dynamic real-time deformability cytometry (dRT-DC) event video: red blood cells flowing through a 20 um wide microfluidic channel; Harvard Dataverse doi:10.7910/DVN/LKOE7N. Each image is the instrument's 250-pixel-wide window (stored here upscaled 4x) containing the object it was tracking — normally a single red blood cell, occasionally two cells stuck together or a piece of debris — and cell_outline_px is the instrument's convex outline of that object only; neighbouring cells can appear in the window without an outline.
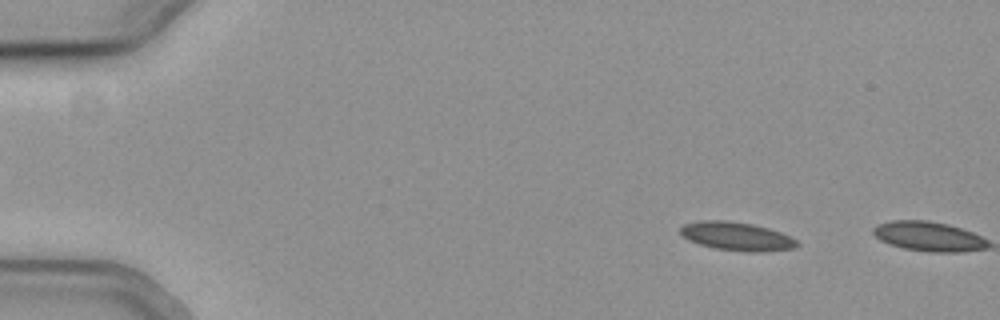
{"species": "common noctule bat (a hibernating species)", "species_latin": "Nyctalus noctula", "temperature_condition": "cold", "stored_images_in_passage": 9, "camera_frame_rate_fps": 3000, "um_per_image_px": 0.085, "animal": {"sex": "female", "body_mass_g": 19.3, "forearm_length_mm": 54.1}, "frame": {"image": 1, "passage_image": 8, "time_ms": 2.333, "image_size_px": [1000, 320], "cell_outline_px": [[800, 244], [796, 248], [760, 252], [748, 252], [712, 248], [688, 240], [680, 236], [680, 228], [684, 224], [700, 220], [728, 220], [752, 224], [768, 228], [780, 232], [796, 240]], "centroid_in_image_um": [62.59, 20.09], "position_along_channel_um": 22.4, "area_um2": 19.54}}